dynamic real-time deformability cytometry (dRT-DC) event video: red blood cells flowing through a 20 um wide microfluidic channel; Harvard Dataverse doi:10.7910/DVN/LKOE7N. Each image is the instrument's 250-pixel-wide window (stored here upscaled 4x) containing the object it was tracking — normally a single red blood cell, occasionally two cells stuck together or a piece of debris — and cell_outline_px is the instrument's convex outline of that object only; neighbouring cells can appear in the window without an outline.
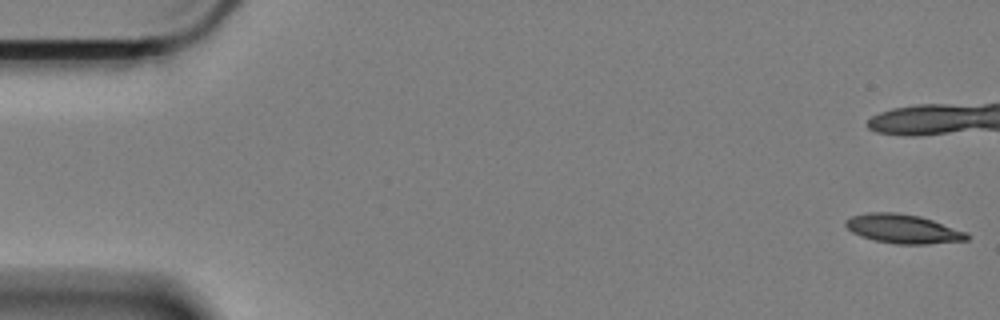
{"species": "Egyptian fruit bat (a non-hibernating species)", "species_latin": "Rousettus aegyptiacus", "temperature_condition": "cold", "stored_images_in_passage": 48, "camera_frame_rate_fps": 3000, "um_per_image_px": 0.085, "animal": {"sex": "female"}, "frame": {"image": 1, "passage_image": 1, "time_ms": 0.0, "image_size_px": [1000, 320], "cell_outline_px": [[968, 240], [928, 244], [896, 244], [876, 240], [852, 232], [844, 224], [852, 216], [868, 212], [896, 212], [920, 216], [968, 232]], "centroid_in_image_um": [76.8, 19.45], "position_along_channel_um": 8.2, "area_um2": 20.29}}